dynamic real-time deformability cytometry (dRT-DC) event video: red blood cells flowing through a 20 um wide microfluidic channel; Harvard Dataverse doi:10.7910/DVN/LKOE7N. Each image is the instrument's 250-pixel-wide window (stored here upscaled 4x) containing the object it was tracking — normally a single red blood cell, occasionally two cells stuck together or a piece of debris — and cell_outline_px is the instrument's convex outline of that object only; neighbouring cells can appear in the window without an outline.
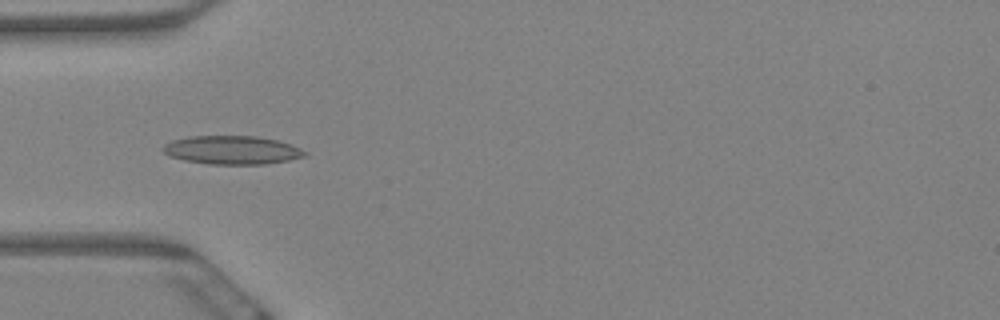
{"species": "Egyptian fruit bat (a non-hibernating species)", "species_latin": "Rousettus aegyptiacus", "temperature_condition": "warm", "stored_images_in_passage": 7, "camera_frame_rate_fps": 3000, "um_per_image_px": 0.085, "animal": {"sex": "female"}, "frame": {"image": 1, "passage_image": 5, "time_ms": 1.333, "image_size_px": [1000, 320], "cell_outline_px": [[308, 156], [288, 160], [264, 164], [208, 164], [184, 160], [168, 156], [160, 148], [164, 144], [172, 140], [188, 136], [256, 136], [276, 140], [300, 148], [308, 152]], "centroid_in_image_um": [19.69, 12.75], "position_along_channel_um": 65.3, "area_um2": 23.64}}
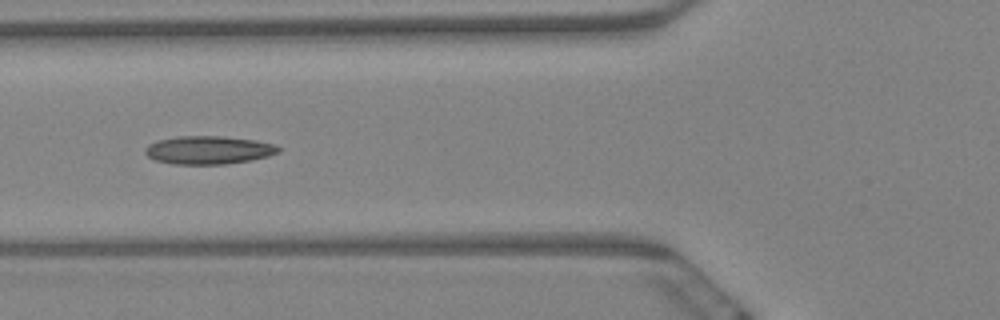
{"frame": {"image": 2, "passage_image": 6, "time_ms": 1.667, "image_size_px": [1000, 320], "cell_outline_px": [[280, 152], [268, 156], [252, 160], [224, 164], [172, 164], [156, 160], [148, 156], [144, 152], [144, 148], [148, 144], [156, 140], [176, 136], [220, 136], [256, 140], [276, 144], [280, 148]], "centroid_in_image_um": [17.72, 12.75], "position_along_channel_um": 108.1, "area_um2": 22.08}}
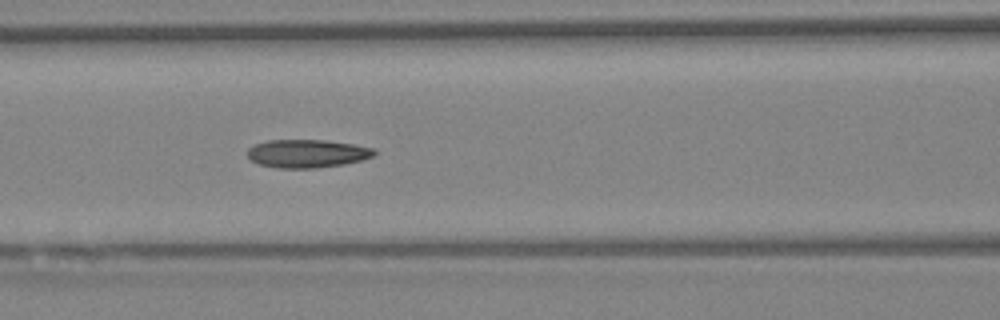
{"frame": {"image": 3, "passage_image": 7, "time_ms": 2.0, "image_size_px": [1000, 320], "cell_outline_px": [[376, 152], [372, 156], [360, 160], [344, 164], [316, 168], [276, 168], [256, 164], [248, 156], [248, 148], [256, 144], [268, 140], [324, 140], [352, 144], [376, 148]], "centroid_in_image_um": [26.09, 13.05], "position_along_channel_um": 140.5, "area_um2": 20.81}}